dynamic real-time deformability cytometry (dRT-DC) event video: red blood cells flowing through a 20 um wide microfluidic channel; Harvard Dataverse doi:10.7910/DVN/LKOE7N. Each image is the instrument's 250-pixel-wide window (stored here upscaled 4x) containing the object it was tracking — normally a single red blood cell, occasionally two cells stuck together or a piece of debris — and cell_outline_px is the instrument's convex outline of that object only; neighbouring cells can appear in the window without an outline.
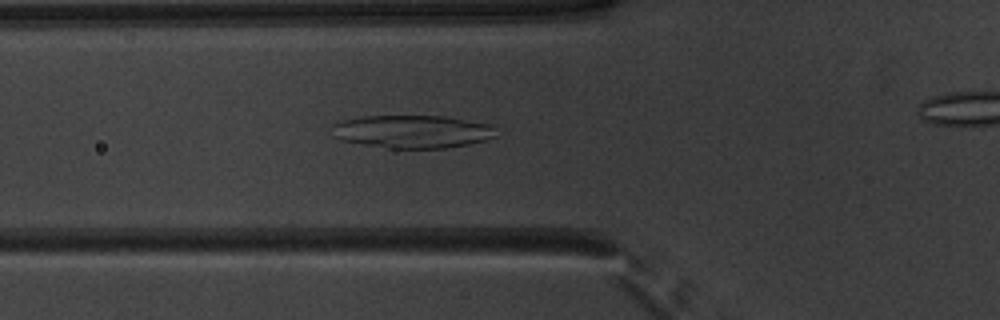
{"species": "common noctule bat (a hibernating species)", "species_latin": "Nyctalus noctula", "temperature_condition": "warm", "stored_images_in_passage": 45, "segment_of_instrument_passage": [1, 2], "camera_frame_rate_fps": 3000, "um_per_image_px": 0.085, "animal": {"sex": "male", "body_mass_g": 20.1, "forearm_length_mm": 53.5}, "frame": {"image": 1, "passage_image": 19, "time_ms": 6.0, "image_size_px": [1000, 320], "cell_outline_px": [[496, 136], [484, 140], [468, 144], [444, 148], [388, 148], [340, 140], [332, 136], [332, 124], [340, 120], [364, 116], [448, 116], [496, 124]], "centroid_in_image_um": [35.08, 11.17], "position_along_channel_um": 90.7, "area_um2": 31.96}}
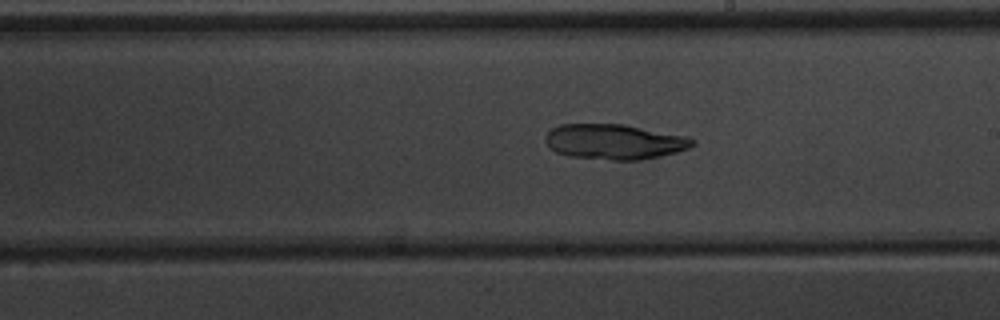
{"frame": {"image": 2, "passage_image": 30, "time_ms": 9.667, "image_size_px": [1000, 320], "cell_outline_px": [[696, 144], [688, 148], [676, 152], [660, 156], [640, 160], [612, 160], [568, 156], [556, 152], [544, 140], [548, 132], [552, 128], [560, 124], [624, 124], [688, 136], [696, 140]], "centroid_in_image_um": [52.26, 12.04], "position_along_channel_um": 236.7, "area_um2": 30.29}}
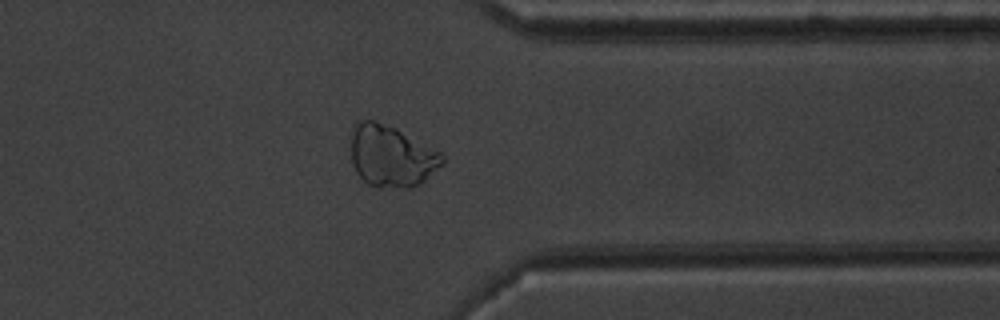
{"frame": {"image": 3, "passage_image": 41, "time_ms": 13.333, "image_size_px": [1000, 320], "cell_outline_px": [[444, 164], [420, 184], [408, 188], [404, 188], [368, 184], [356, 172], [352, 160], [352, 132], [356, 120], [372, 120], [396, 128], [440, 152], [444, 156]], "centroid_in_image_um": [33.29, 13.26], "position_along_channel_um": 378.1, "area_um2": 32.37}}